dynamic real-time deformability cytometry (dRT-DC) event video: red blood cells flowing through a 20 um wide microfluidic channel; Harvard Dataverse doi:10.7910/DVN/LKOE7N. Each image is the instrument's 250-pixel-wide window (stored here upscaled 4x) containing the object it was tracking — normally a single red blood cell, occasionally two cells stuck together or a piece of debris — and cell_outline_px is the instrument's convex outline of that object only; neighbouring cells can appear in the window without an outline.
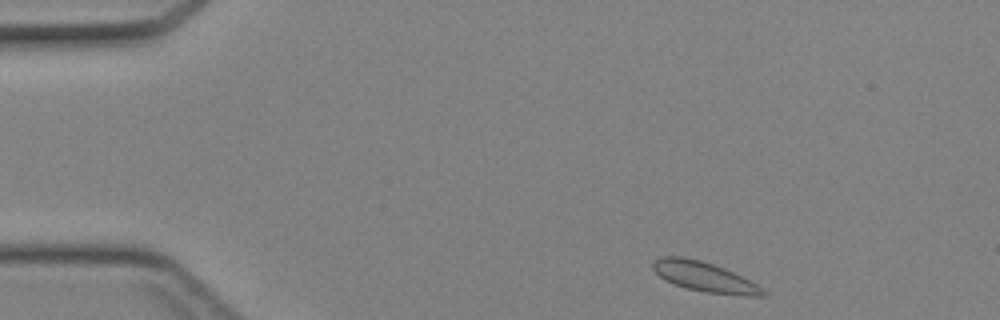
{"species": "Egyptian fruit bat (a non-hibernating species)", "species_latin": "Rousettus aegyptiacus", "temperature_condition": "cold", "stored_images_in_passage": 39, "camera_frame_rate_fps": 3000, "um_per_image_px": 0.085, "animal": {"sex": "female"}, "frame": {"image": 1, "passage_image": 1, "time_ms": 0.0, "image_size_px": [1000, 320], "cell_outline_px": [[768, 296], [744, 296], [704, 292], [688, 288], [664, 280], [652, 268], [652, 264], [660, 256], [684, 256], [700, 260], [724, 268], [764, 288], [768, 292]], "centroid_in_image_um": [59.9, 23.54], "position_along_channel_um": 25.1, "area_um2": 19.07}}
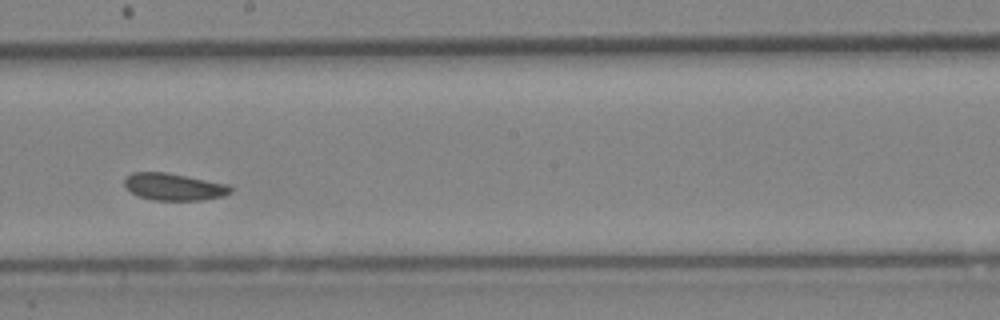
{"frame": {"image": 2, "passage_image": 20, "time_ms": 6.333, "image_size_px": [1000, 320], "cell_outline_px": [[232, 192], [224, 196], [204, 200], [152, 200], [140, 196], [132, 192], [124, 184], [124, 180], [132, 172], [168, 172], [228, 184], [232, 188]], "centroid_in_image_um": [14.82, 15.87], "position_along_channel_um": 233.4, "area_um2": 16.76}}
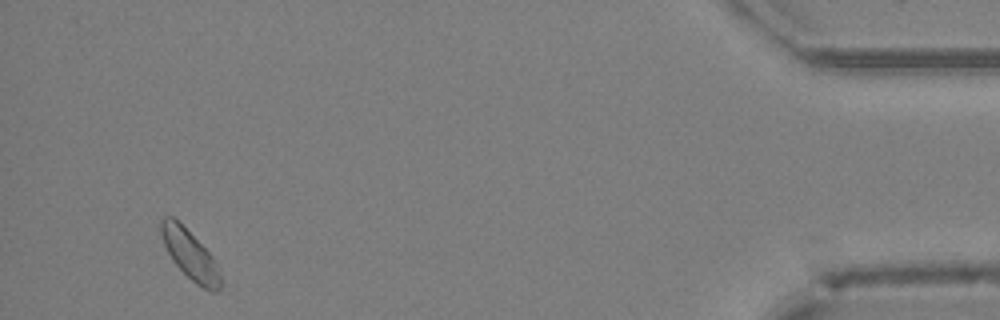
{"frame": {"image": 3, "passage_image": 37, "time_ms": 12.0, "image_size_px": [1000, 320], "cell_outline_px": [[224, 284], [216, 292], [212, 292], [196, 284], [172, 260], [164, 244], [160, 232], [160, 220], [164, 216], [172, 216], [212, 256], [216, 264]], "centroid_in_image_um": [16.16, 21.69], "position_along_channel_um": 419.0, "area_um2": 16.65}}